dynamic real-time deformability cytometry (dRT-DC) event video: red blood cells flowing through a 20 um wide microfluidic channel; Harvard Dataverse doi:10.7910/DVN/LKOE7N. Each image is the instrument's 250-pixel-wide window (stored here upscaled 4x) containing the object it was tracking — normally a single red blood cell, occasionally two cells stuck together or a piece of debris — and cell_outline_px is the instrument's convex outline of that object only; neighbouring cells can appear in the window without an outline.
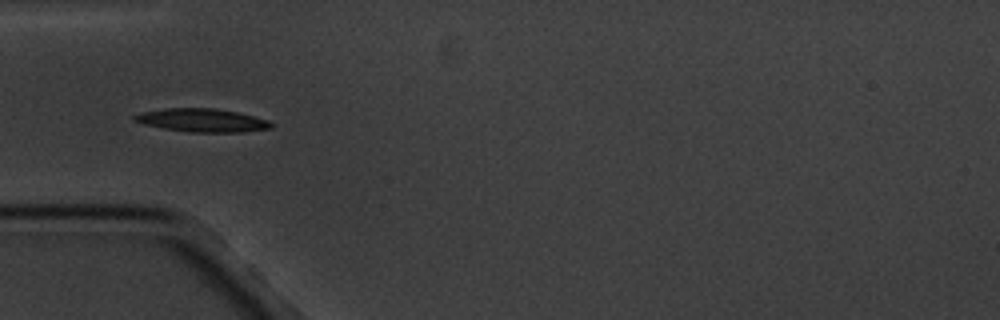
{"species": "common noctule bat (a hibernating species)", "species_latin": "Nyctalus noctula", "temperature_condition": "cold", "stored_images_in_passage": 5, "camera_frame_rate_fps": 3000, "um_per_image_px": 0.085, "animal": {"sex": "male", "body_mass_g": 20.1, "forearm_length_mm": 53.5}, "frame": {"image": 1, "passage_image": 4, "time_ms": 4.333, "image_size_px": [1000, 320], "cell_outline_px": [[272, 128], [244, 132], [192, 132], [164, 128], [144, 124], [132, 120], [132, 116], [140, 112], [164, 108], [212, 108], [236, 112], [268, 120], [272, 124]], "centroid_in_image_um": [17.14, 10.22], "position_along_channel_um": 67.9, "area_um2": 18.44}}
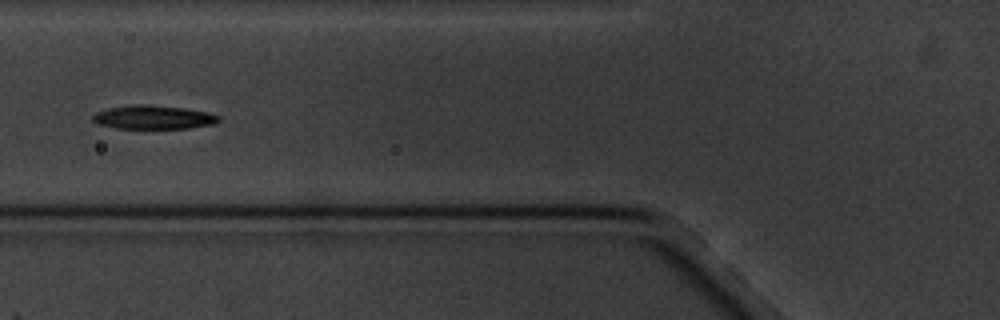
{"frame": {"image": 2, "passage_image": 5, "time_ms": 5.667, "image_size_px": [1000, 320], "cell_outline_px": [[220, 120], [216, 124], [188, 128], [116, 128], [100, 124], [92, 120], [92, 116], [96, 112], [108, 108], [128, 104], [144, 104], [184, 108], [208, 112], [220, 116]], "centroid_in_image_um": [13.05, 9.96], "position_along_channel_um": 112.7, "area_um2": 17.46}}